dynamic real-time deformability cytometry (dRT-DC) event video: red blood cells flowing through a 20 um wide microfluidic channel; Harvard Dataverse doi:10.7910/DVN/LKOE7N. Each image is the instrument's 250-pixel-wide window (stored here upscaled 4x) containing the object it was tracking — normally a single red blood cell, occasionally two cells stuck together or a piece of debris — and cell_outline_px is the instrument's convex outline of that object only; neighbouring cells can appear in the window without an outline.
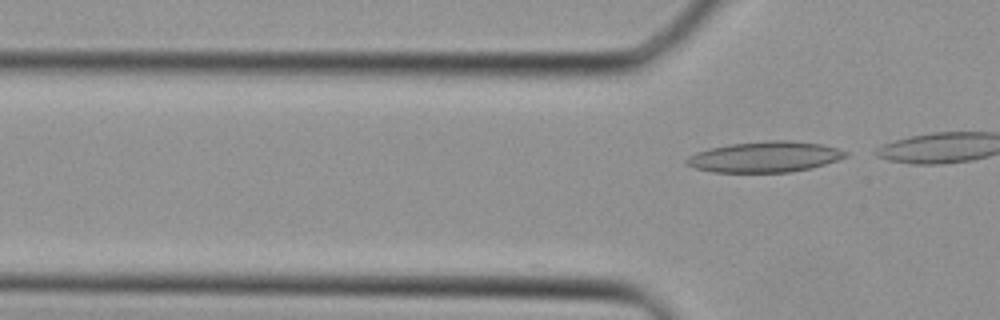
{"species": "Egyptian fruit bat (a non-hibernating species)", "species_latin": "Rousettus aegyptiacus", "temperature_condition": "cold", "stored_images_in_passage": 10, "camera_frame_rate_fps": 3000, "um_per_image_px": 0.085, "animal": {"sex": "female"}, "frame": {"image": 1, "passage_image": 10, "time_ms": 3.0, "image_size_px": [1000, 320], "cell_outline_px": [[848, 156], [812, 168], [788, 172], [712, 172], [692, 168], [684, 164], [684, 160], [688, 156], [696, 152], [728, 144], [768, 140], [788, 140], [820, 144], [836, 148], [848, 152]], "centroid_in_image_um": [64.96, 13.34], "position_along_channel_um": 60.8, "area_um2": 28.55}}